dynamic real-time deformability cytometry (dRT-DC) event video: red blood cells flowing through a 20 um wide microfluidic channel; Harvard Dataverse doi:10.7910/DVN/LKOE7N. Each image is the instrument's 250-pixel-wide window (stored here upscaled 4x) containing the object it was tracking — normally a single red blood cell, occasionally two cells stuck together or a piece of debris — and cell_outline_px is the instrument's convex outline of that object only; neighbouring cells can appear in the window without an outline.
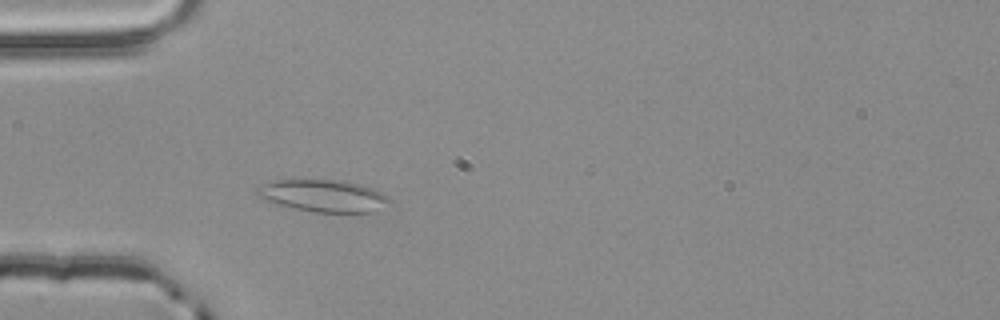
{"species": "common noctule bat (a hibernating species)", "species_latin": "Nyctalus noctula", "temperature_condition": "room temperature", "stored_images_in_passage": 36, "camera_frame_rate_fps": 3000, "um_per_image_px": 0.085, "animal": {"sex": "male", "body_mass_g": 20.4}, "frame": {"image": 1, "passage_image": 8, "time_ms": 2.333, "image_size_px": [1000, 320], "cell_outline_px": [[392, 200], [376, 212], [312, 212], [280, 204], [268, 200], [260, 196], [256, 192], [256, 188], [264, 184], [276, 180], [344, 180], [364, 184], [376, 188], [384, 192]], "centroid_in_image_um": [27.61, 16.63], "position_along_channel_um": 57.4, "area_um2": 24.8}}
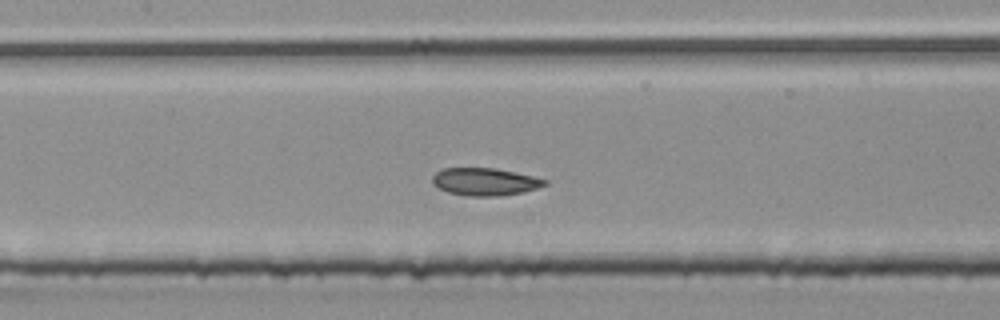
{"frame": {"image": 2, "passage_image": 17, "time_ms": 5.333, "image_size_px": [1000, 320], "cell_outline_px": [[548, 184], [536, 188], [520, 192], [500, 196], [468, 196], [448, 192], [432, 184], [432, 176], [436, 172], [444, 168], [496, 168], [516, 172], [548, 180]], "centroid_in_image_um": [41.21, 15.44], "position_along_channel_um": 166.2, "area_um2": 17.98}}
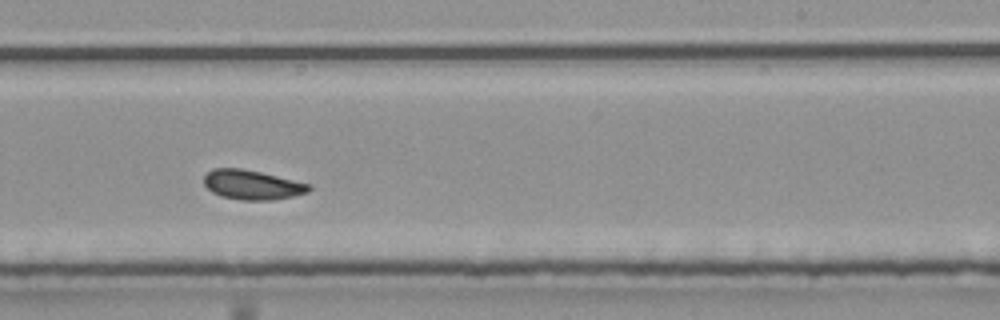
{"frame": {"image": 3, "passage_image": 25, "time_ms": 8.0, "image_size_px": [1000, 320], "cell_outline_px": [[312, 188], [308, 192], [292, 196], [272, 200], [240, 200], [220, 196], [212, 192], [204, 184], [204, 176], [212, 168], [240, 168], [260, 172], [312, 184]], "centroid_in_image_um": [21.43, 15.71], "position_along_channel_um": 267.6, "area_um2": 18.09}, "authors_computed_cell_mechanics": {"area_um2": 18.207, "velocity_mm_per_s": 3.818, "shape_relaxation_time_tau1_ms": null, "shape_relaxation_time_tau2_ms": 3.1432, "deformation_change_tau1": null, "deformation_change_tau2": 0.0919}}